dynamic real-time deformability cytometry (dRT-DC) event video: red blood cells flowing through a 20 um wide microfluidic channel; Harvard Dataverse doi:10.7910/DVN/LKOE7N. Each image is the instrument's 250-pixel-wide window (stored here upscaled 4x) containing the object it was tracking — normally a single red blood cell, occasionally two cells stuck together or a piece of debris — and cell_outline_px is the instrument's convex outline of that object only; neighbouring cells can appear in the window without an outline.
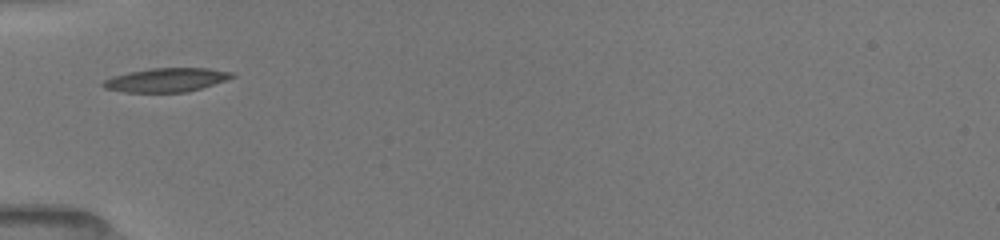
{"species": "common noctule bat (a hibernating species)", "species_latin": "Nyctalus noctula", "temperature_condition": "room temperature", "stored_images_in_passage": 57, "camera_frame_rate_fps": 3000, "um_per_image_px": 0.085, "animal": {"sex": "female", "body_mass_g": 19.5, "forearm_length_mm": 54.1}, "frame": {"image": 1, "passage_image": 1, "time_ms": 0.0, "image_size_px": [1000, 240], "cell_outline_px": [[236, 76], [188, 92], [124, 92], [104, 88], [100, 84], [104, 80], [112, 76], [128, 72], [152, 68], [208, 68], [232, 72]], "centroid_in_image_um": [14.09, 6.79], "position_along_channel_um": 70.9, "area_um2": 17.8}}
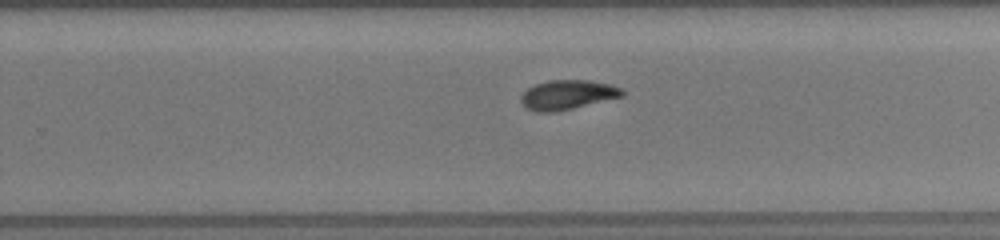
{"frame": {"image": 2, "passage_image": 26, "time_ms": 5.333, "image_size_px": [1000, 240], "cell_outline_px": [[624, 96], [572, 108], [552, 112], [536, 112], [528, 108], [520, 100], [520, 96], [528, 88], [536, 84], [548, 80], [588, 80], [608, 84], [624, 88]], "centroid_in_image_um": [48.25, 8.04], "position_along_channel_um": 281.5, "area_um2": 17.22}}
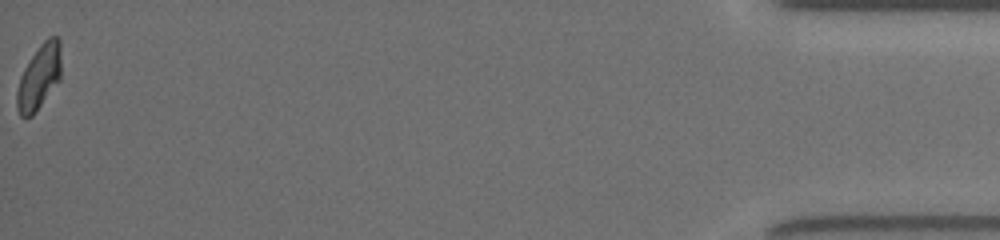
{"frame": {"image": 3, "passage_image": 56, "time_ms": 11.333, "image_size_px": [1000, 240], "cell_outline_px": [[60, 80], [36, 112], [32, 116], [20, 116], [16, 108], [16, 92], [20, 76], [24, 68], [40, 44], [48, 36], [56, 36], [60, 40]], "centroid_in_image_um": [3.31, 6.56], "position_along_channel_um": 431.9, "area_um2": 16.76}, "authors_computed_cell_mechanics": {"area_um2": 17.1666, "velocity_mm_per_s": 3.9681, "shape_relaxation_time_tau1_ms": 3.0876, "shape_relaxation_time_tau2_ms": 4.2351, "deformation_change_tau1": 0.127, "deformation_change_tau2": 0.0977}}